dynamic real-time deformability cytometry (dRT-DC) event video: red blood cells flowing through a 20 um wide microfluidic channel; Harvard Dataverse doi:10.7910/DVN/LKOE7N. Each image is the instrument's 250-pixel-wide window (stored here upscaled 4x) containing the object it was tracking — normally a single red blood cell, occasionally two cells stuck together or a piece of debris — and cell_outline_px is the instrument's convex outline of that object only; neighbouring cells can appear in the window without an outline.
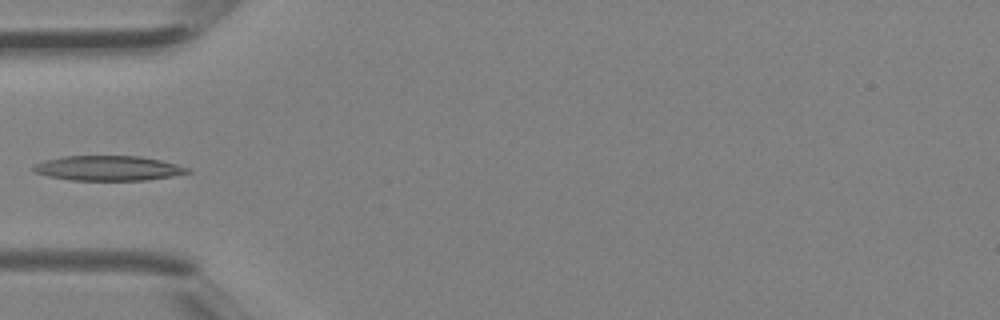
{"species": "Egyptian fruit bat (a non-hibernating species)", "species_latin": "Rousettus aegyptiacus", "temperature_condition": "room temperature", "stored_images_in_passage": 3, "camera_frame_rate_fps": 3000, "um_per_image_px": 0.085, "animal": {"sex": "female"}, "frame": {"image": 1, "passage_image": 3, "time_ms": 0.667, "image_size_px": [1000, 320], "cell_outline_px": [[192, 172], [172, 176], [144, 180], [68, 180], [48, 176], [36, 172], [32, 168], [36, 164], [44, 160], [60, 156], [140, 156], [160, 160], [192, 168]], "centroid_in_image_um": [9.22, 14.29], "position_along_channel_um": 75.8, "area_um2": 22.37}}